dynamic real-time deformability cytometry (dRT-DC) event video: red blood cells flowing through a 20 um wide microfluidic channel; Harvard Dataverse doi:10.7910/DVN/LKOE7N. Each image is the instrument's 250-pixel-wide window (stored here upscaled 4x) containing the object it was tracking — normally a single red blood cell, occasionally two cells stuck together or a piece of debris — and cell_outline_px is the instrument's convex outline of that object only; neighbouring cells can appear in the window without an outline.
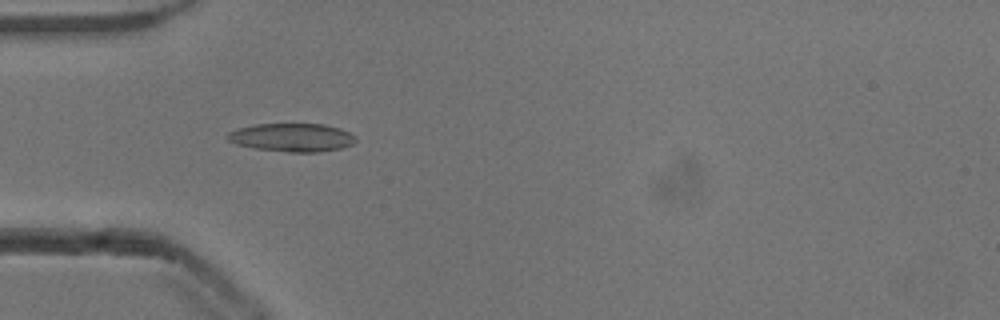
{"species": "common noctule bat (a hibernating species)", "species_latin": "Nyctalus noctula", "temperature_condition": "cold", "stored_images_in_passage": 41, "camera_frame_rate_fps": 3000, "um_per_image_px": 0.085, "animal": {"sex": "male", "body_mass_g": 13.3}, "frame": {"image": 1, "passage_image": 4, "time_ms": 1.0, "image_size_px": [1000, 320], "cell_outline_px": [[356, 140], [352, 144], [340, 148], [316, 152], [288, 152], [256, 148], [236, 144], [228, 140], [228, 132], [240, 128], [256, 124], [324, 124], [340, 128], [356, 136]], "centroid_in_image_um": [24.84, 11.68], "position_along_channel_um": 60.2, "area_um2": 20.92}}
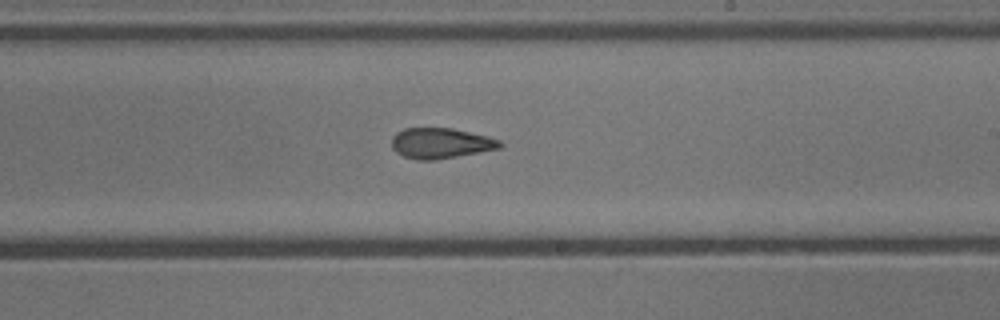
{"frame": {"image": 2, "passage_image": 19, "time_ms": 6.0, "image_size_px": [1000, 320], "cell_outline_px": [[504, 144], [500, 148], [436, 160], [416, 160], [404, 156], [396, 152], [392, 148], [392, 136], [396, 132], [404, 128], [452, 128], [488, 136], [500, 140]], "centroid_in_image_um": [37.45, 12.17], "position_along_channel_um": 251.6, "area_um2": 19.31}}
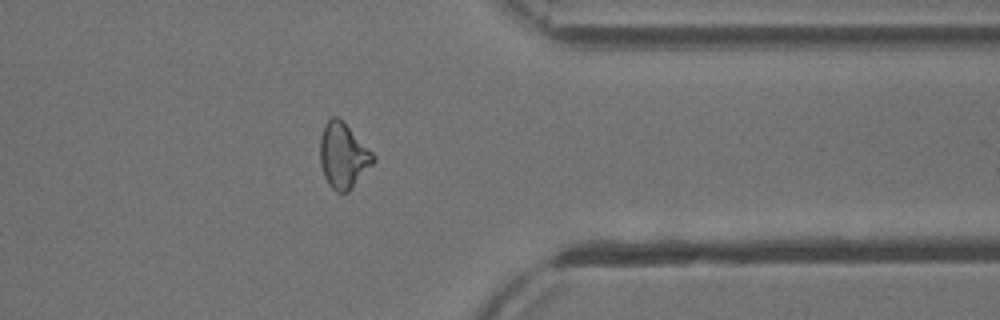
{"frame": {"image": 3, "passage_image": 30, "time_ms": 9.667, "image_size_px": [1000, 320], "cell_outline_px": [[376, 160], [352, 188], [348, 192], [336, 192], [328, 184], [324, 176], [320, 164], [320, 136], [324, 124], [332, 116], [336, 116], [344, 120], [376, 156]], "centroid_in_image_um": [29.17, 13.2], "position_along_channel_um": 382.2, "area_um2": 20.52}, "authors_computed_cell_mechanics": {"area_um2": 20.1144, "velocity_mm_per_s": 3.8607, "shape_relaxation_time_tau1_ms": null, "shape_relaxation_time_tau2_ms": 3.2476, "deformation_change_tau1": null, "deformation_change_tau2": 0.1095}}